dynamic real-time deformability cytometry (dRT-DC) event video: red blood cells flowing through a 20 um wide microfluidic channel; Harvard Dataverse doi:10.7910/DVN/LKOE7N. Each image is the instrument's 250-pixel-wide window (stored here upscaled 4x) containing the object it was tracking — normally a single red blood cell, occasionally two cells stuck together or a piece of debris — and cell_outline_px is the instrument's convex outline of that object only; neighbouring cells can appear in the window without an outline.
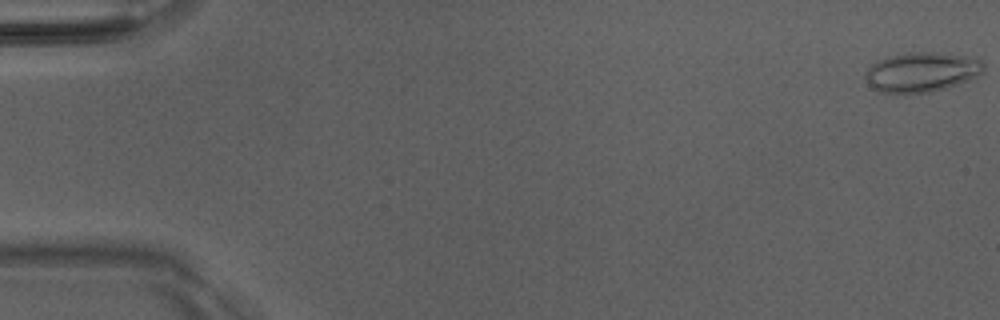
{"species": "Egyptian fruit bat (a non-hibernating species)", "species_latin": "Rousettus aegyptiacus", "temperature_condition": "room temperature", "stored_images_in_passage": 51, "camera_frame_rate_fps": 3000, "um_per_image_px": 0.085, "animal": {"sex": "male"}, "frame": {"image": 1, "passage_image": 1, "time_ms": 0.0, "image_size_px": [1000, 320], "cell_outline_px": [[984, 72], [968, 80], [944, 88], [928, 92], [876, 92], [864, 80], [864, 72], [876, 60], [888, 56], [908, 52], [932, 52], [964, 56], [980, 60], [984, 64]], "centroid_in_image_um": [78.27, 6.11], "position_along_channel_um": 6.7, "area_um2": 27.22}}
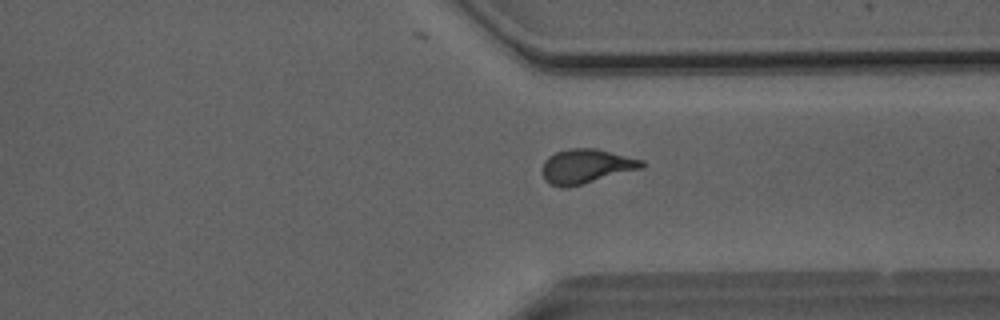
{"frame": {"image": 2, "passage_image": 39, "time_ms": 12.667, "image_size_px": [1000, 320], "cell_outline_px": [[644, 168], [564, 188], [560, 188], [548, 184], [544, 180], [540, 172], [540, 168], [544, 160], [548, 156], [556, 152], [568, 148], [596, 148], [644, 160]], "centroid_in_image_um": [49.76, 14.13], "position_along_channel_um": 361.6, "area_um2": 20.23}}
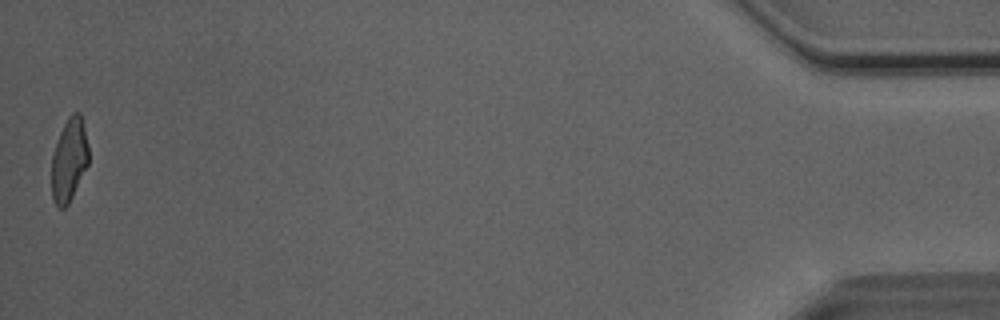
{"frame": {"image": 3, "passage_image": 51, "time_ms": 16.667, "image_size_px": [1000, 320], "cell_outline_px": [[88, 164], [68, 204], [64, 208], [60, 208], [52, 200], [52, 156], [60, 132], [68, 116], [72, 112], [80, 112], [88, 144]], "centroid_in_image_um": [5.87, 13.58], "position_along_channel_um": 429.3, "area_um2": 17.69}, "authors_computed_cell_mechanics": {"area_um2": 19.652, "velocity_mm_per_s": 4.0782, "shape_relaxation_time_tau1_ms": 6.807, "shape_relaxation_time_tau2_ms": 1.1527, "deformation_change_tau1": 0.2169, "deformation_change_tau2": 0.0936}}